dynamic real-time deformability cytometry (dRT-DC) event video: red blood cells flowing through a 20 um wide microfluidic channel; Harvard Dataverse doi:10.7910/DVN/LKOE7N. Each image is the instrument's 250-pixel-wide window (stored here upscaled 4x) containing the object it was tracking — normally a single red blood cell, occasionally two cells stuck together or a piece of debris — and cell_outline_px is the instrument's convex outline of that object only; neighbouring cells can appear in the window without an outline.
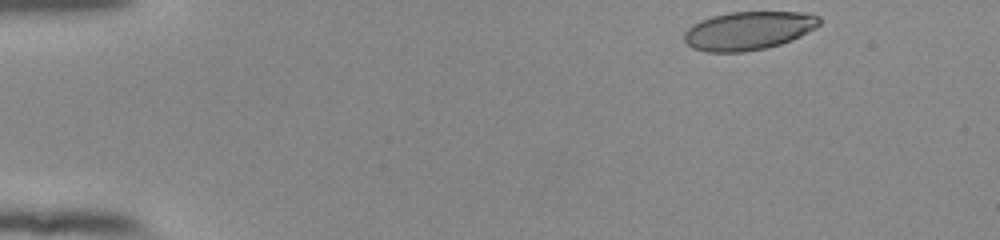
{"species": "human", "species_latin": "Homo sapiens", "temperature_condition": "room temperature", "stored_images_in_passage": 47, "camera_frame_rate_fps": 3000, "um_per_image_px": 0.085, "donor": {"sex": "female"}, "frame": {"image": 1, "passage_image": 1, "time_ms": 0.0, "image_size_px": [1000, 240], "cell_outline_px": [[820, 24], [816, 28], [792, 40], [780, 44], [764, 48], [740, 52], [708, 52], [692, 48], [684, 40], [684, 32], [692, 24], [700, 20], [712, 16], [728, 12], [812, 12], [820, 16]], "centroid_in_image_um": [63.63, 2.59], "position_along_channel_um": 21.4, "area_um2": 30.46}}
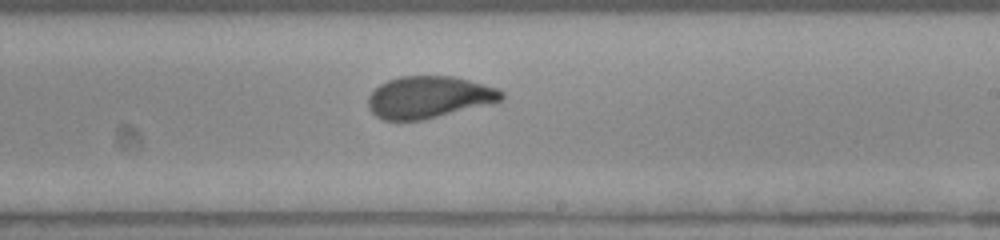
{"frame": {"image": 2, "passage_image": 27, "time_ms": 8.667, "image_size_px": [1000, 240], "cell_outline_px": [[504, 96], [500, 100], [492, 104], [424, 120], [384, 120], [376, 116], [368, 108], [368, 96], [380, 84], [388, 80], [400, 76], [452, 76], [500, 88], [504, 92]], "centroid_in_image_um": [36.48, 8.26], "position_along_channel_um": 252.5, "area_um2": 32.83}}
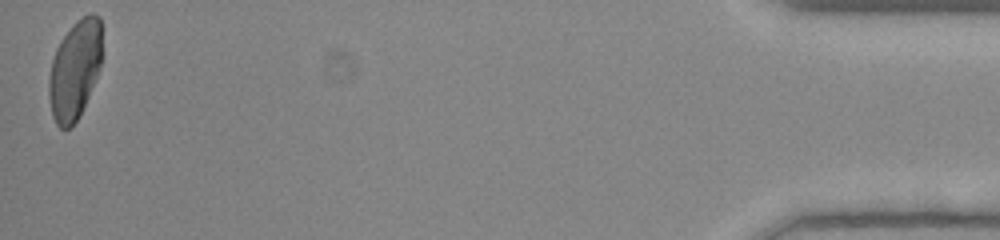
{"frame": {"image": 3, "passage_image": 47, "time_ms": 15.333, "image_size_px": [1000, 240], "cell_outline_px": [[100, 64], [96, 76], [88, 96], [76, 120], [68, 128], [60, 128], [56, 124], [52, 116], [48, 96], [48, 80], [52, 60], [56, 48], [60, 40], [72, 24], [76, 20], [92, 12], [100, 16]], "centroid_in_image_um": [6.32, 5.91], "position_along_channel_um": 428.9, "area_um2": 30.17}, "authors_computed_cell_mechanics": {"area_um2": 32.4836, "velocity_mm_per_s": 3.9229, "shape_relaxation_time_tau1_ms": 4.9596, "shape_relaxation_time_tau2_ms": 0.785, "deformation_change_tau1": 0.1684, "deformation_change_tau2": 0.0556}}